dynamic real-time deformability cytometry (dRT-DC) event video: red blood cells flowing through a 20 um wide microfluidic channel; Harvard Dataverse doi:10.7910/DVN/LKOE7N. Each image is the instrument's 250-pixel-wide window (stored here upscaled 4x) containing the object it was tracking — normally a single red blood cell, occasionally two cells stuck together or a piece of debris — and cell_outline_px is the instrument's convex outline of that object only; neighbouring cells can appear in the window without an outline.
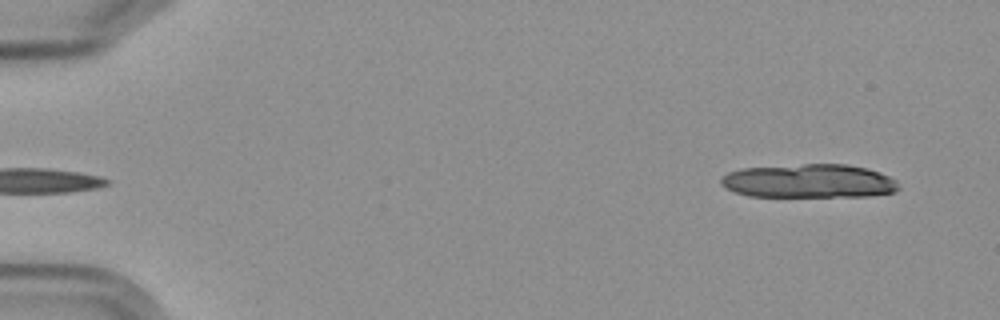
{"species": "Egyptian fruit bat (a non-hibernating species)", "species_latin": "Rousettus aegyptiacus", "temperature_condition": "cold", "stored_images_in_passage": 6, "camera_frame_rate_fps": 3000, "um_per_image_px": 0.085, "frame": {"image": 1, "passage_image": 6, "time_ms": 6.667, "image_size_px": [1000, 320], "cell_outline_px": [[900, 188], [896, 192], [868, 196], [748, 196], [736, 192], [720, 184], [720, 180], [728, 172], [740, 168], [804, 164], [848, 164], [868, 168], [880, 172], [896, 180]], "centroid_in_image_um": [68.8, 15.38], "position_along_channel_um": 16.2, "area_um2": 35.03}}